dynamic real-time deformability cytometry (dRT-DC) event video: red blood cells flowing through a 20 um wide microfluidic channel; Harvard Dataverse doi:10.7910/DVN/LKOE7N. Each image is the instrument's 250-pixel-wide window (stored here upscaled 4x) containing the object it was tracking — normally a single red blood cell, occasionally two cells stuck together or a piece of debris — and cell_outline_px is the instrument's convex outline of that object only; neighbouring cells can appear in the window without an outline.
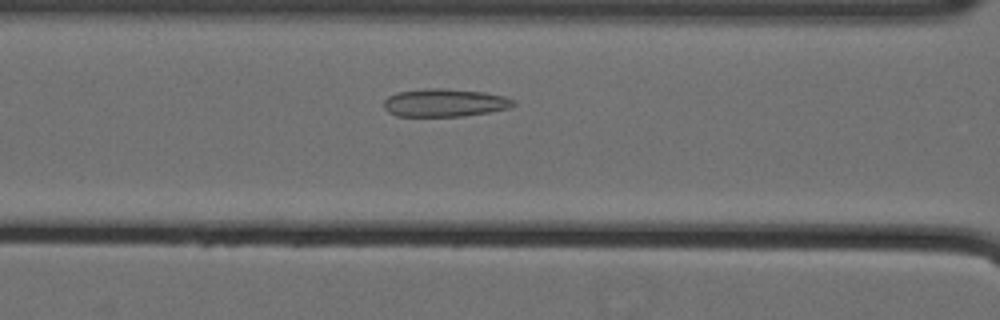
{"species": "Egyptian fruit bat (a non-hibernating species)", "species_latin": "Rousettus aegyptiacus", "temperature_condition": "cold", "stored_images_in_passage": 41, "camera_frame_rate_fps": 3000, "um_per_image_px": 0.085, "animal": {"sex": "female"}, "frame": {"image": 1, "passage_image": 9, "time_ms": 2.667, "image_size_px": [1000, 320], "cell_outline_px": [[516, 104], [508, 108], [488, 112], [464, 116], [396, 116], [388, 112], [384, 108], [384, 100], [388, 96], [396, 92], [432, 88], [440, 88], [484, 92], [504, 96], [516, 100]], "centroid_in_image_um": [37.79, 8.73], "position_along_channel_um": 128.8, "area_um2": 21.1}}
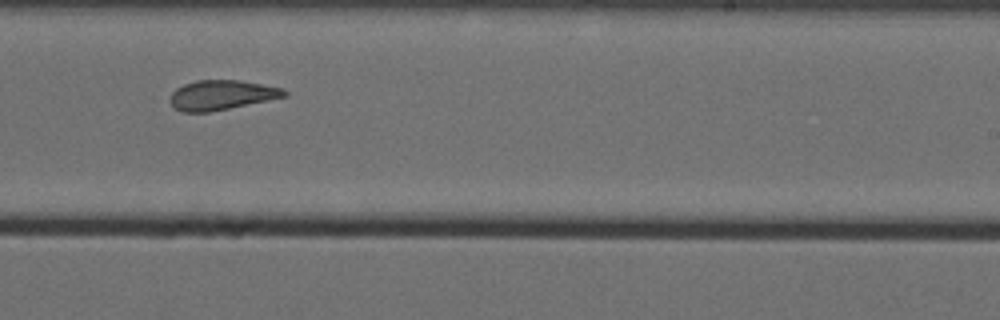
{"frame": {"image": 2, "passage_image": 21, "time_ms": 6.667, "image_size_px": [1000, 320], "cell_outline_px": [[288, 96], [208, 112], [180, 112], [168, 100], [172, 92], [176, 88], [184, 84], [196, 80], [240, 80], [284, 88], [288, 92]], "centroid_in_image_um": [18.83, 8.07], "position_along_channel_um": 270.2, "area_um2": 19.77}}
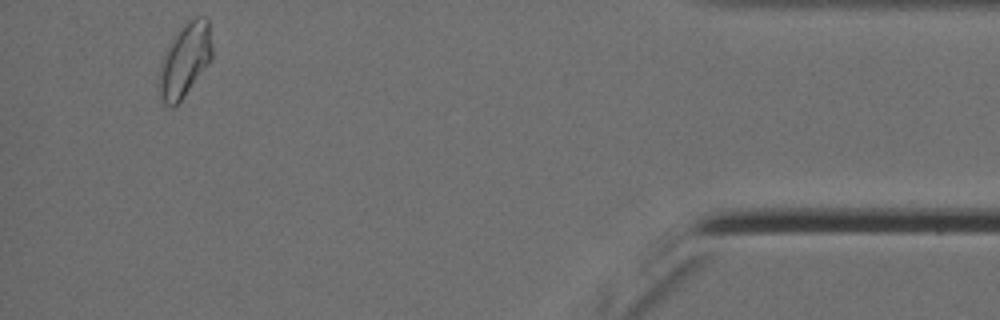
{"frame": {"image": 3, "passage_image": 38, "time_ms": 12.333, "image_size_px": [1000, 320], "cell_outline_px": [[212, 60], [180, 100], [172, 108], [164, 104], [160, 100], [156, 84], [160, 64], [164, 52], [172, 36], [188, 20], [196, 16], [208, 16], [212, 48]], "centroid_in_image_um": [15.67, 5.1], "position_along_channel_um": 419.5, "area_um2": 23.29}, "authors_computed_cell_mechanics": {"area_um2": 20.6924, "velocity_mm_per_s": 3.5392, "shape_relaxation_time_tau1_ms": null, "shape_relaxation_time_tau2_ms": 2.0579, "deformation_change_tau1": null, "deformation_change_tau2": 0.0836}}